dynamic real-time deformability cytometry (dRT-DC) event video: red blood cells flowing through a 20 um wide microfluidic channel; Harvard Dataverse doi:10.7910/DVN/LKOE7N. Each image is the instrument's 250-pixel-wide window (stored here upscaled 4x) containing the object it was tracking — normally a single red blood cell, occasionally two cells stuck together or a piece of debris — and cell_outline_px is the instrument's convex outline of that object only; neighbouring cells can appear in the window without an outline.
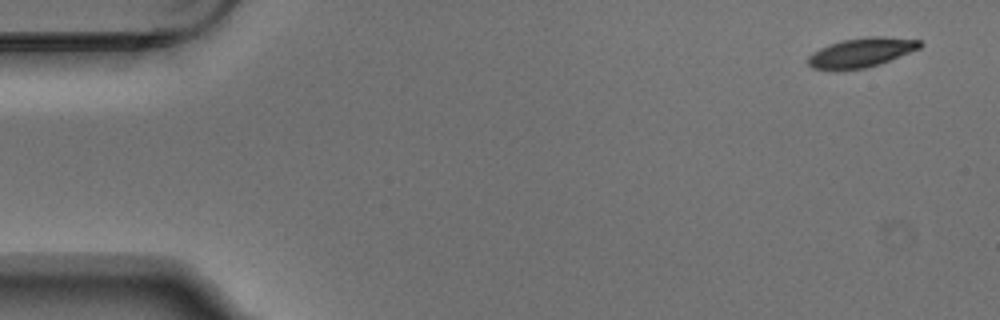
{"species": "Egyptian fruit bat (a non-hibernating species)", "species_latin": "Rousettus aegyptiacus", "temperature_condition": "warm", "stored_images_in_passage": 4, "camera_frame_rate_fps": 3000, "um_per_image_px": 0.085, "animal": {"sex": "male"}, "frame": {"image": 1, "passage_image": 1, "time_ms": 0.0, "image_size_px": [1000, 320], "cell_outline_px": [[924, 44], [920, 48], [880, 64], [864, 68], [812, 68], [808, 64], [808, 56], [812, 52], [828, 44], [840, 40], [868, 36], [884, 36], [920, 40]], "centroid_in_image_um": [73.24, 4.42], "position_along_channel_um": 11.8, "area_um2": 18.9}}
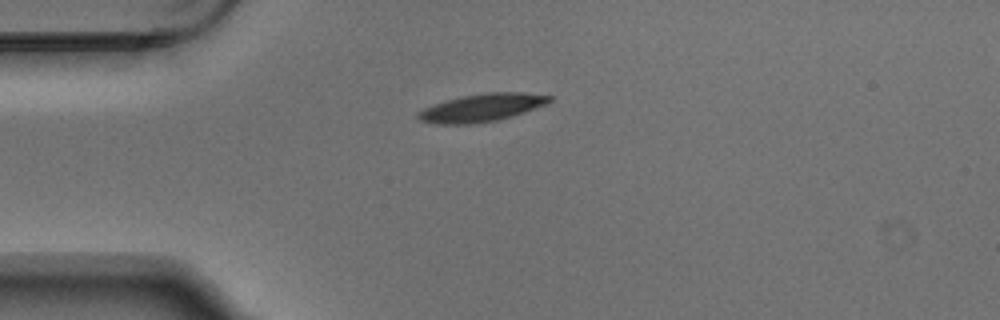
{"frame": {"image": 2, "passage_image": 4, "time_ms": 1.0, "image_size_px": [1000, 320], "cell_outline_px": [[552, 100], [544, 104], [512, 116], [496, 120], [468, 124], [436, 124], [420, 120], [416, 116], [416, 112], [424, 108], [460, 96], [488, 92], [524, 92], [552, 96]], "centroid_in_image_um": [40.92, 9.15], "position_along_channel_um": 44.1, "area_um2": 20.98}}